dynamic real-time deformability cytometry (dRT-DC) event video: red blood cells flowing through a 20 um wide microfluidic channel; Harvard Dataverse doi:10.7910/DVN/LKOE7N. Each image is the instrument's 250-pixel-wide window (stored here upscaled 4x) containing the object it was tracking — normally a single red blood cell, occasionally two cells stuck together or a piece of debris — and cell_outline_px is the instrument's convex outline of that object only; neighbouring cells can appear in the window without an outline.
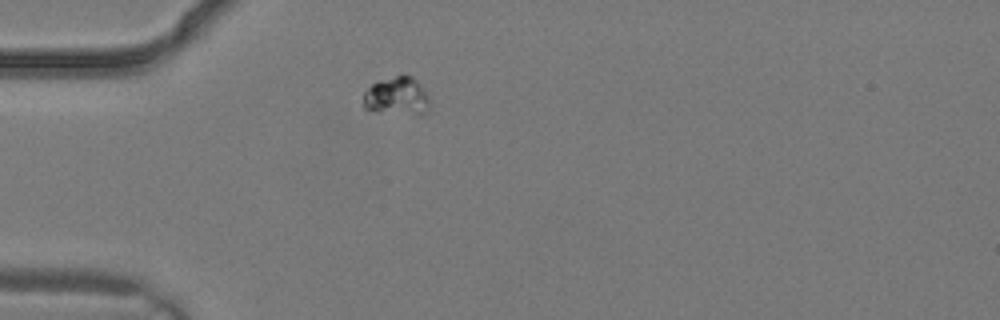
{"species": "common noctule bat (a hibernating species)", "species_latin": "Nyctalus noctula", "temperature_condition": "warm", "stored_images_in_passage": 3, "camera_frame_rate_fps": 3000, "um_per_image_px": 0.085, "animal": {"sex": "male", "body_mass_g": 19.2, "forearm_length_mm": 51.8}, "frame": {"image": 1, "passage_image": 3, "time_ms": 0.667, "image_size_px": [1000, 320], "cell_outline_px": [[428, 108], [424, 116], [420, 116], [368, 112], [364, 108], [364, 92], [376, 80], [404, 72], [412, 76], [428, 92]], "centroid_in_image_um": [33.73, 8.18], "position_along_channel_um": 51.3, "area_um2": 15.78}}